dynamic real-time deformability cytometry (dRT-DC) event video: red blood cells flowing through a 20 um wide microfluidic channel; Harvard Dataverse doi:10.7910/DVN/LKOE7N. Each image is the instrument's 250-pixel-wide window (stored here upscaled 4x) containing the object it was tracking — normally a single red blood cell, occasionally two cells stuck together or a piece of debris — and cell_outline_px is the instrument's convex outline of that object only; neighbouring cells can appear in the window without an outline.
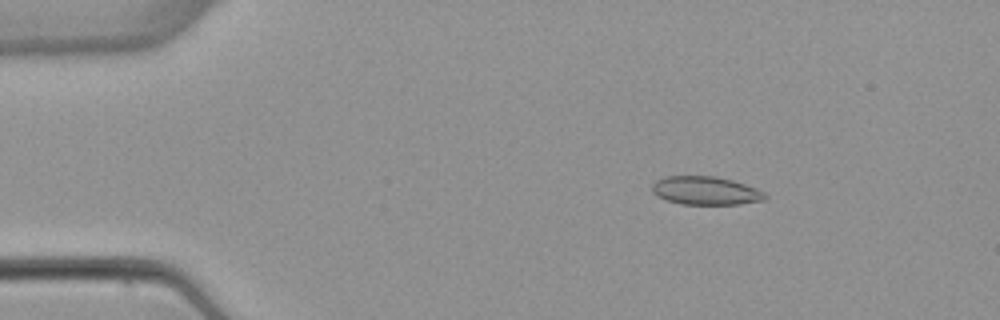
{"species": "common noctule bat (a hibernating species)", "species_latin": "Nyctalus noctula", "temperature_condition": "warm", "stored_images_in_passage": 4, "camera_frame_rate_fps": 3000, "um_per_image_px": 0.085, "animal": {"sex": "female", "body_mass_g": 22.7, "forearm_length_mm": 54.2}, "frame": {"image": 1, "passage_image": 2, "time_ms": 1.333, "image_size_px": [1000, 320], "cell_outline_px": [[768, 196], [764, 200], [740, 204], [680, 204], [656, 196], [652, 192], [652, 184], [656, 180], [664, 176], [716, 176], [732, 180], [756, 188], [764, 192]], "centroid_in_image_um": [59.96, 16.2], "position_along_channel_um": 25.0, "area_um2": 18.73}}
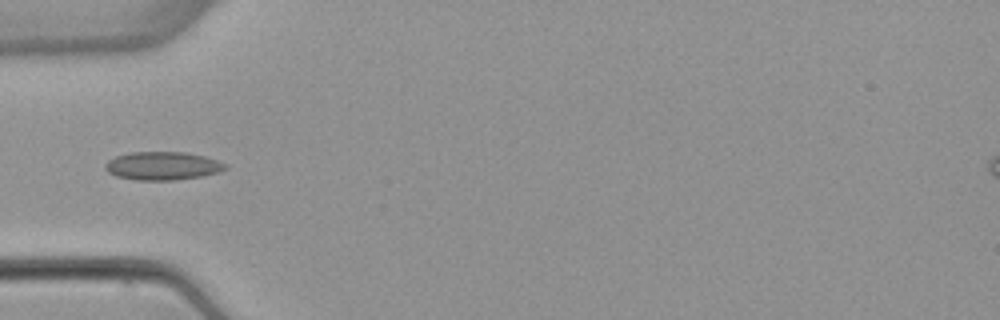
{"frame": {"image": 2, "passage_image": 4, "time_ms": 4.333, "image_size_px": [1000, 320], "cell_outline_px": [[228, 168], [220, 172], [200, 176], [172, 180], [136, 180], [116, 176], [108, 172], [104, 168], [104, 164], [108, 160], [116, 156], [128, 152], [188, 152], [204, 156], [228, 164]], "centroid_in_image_um": [13.81, 14.09], "position_along_channel_um": 71.2, "area_um2": 19.88}}